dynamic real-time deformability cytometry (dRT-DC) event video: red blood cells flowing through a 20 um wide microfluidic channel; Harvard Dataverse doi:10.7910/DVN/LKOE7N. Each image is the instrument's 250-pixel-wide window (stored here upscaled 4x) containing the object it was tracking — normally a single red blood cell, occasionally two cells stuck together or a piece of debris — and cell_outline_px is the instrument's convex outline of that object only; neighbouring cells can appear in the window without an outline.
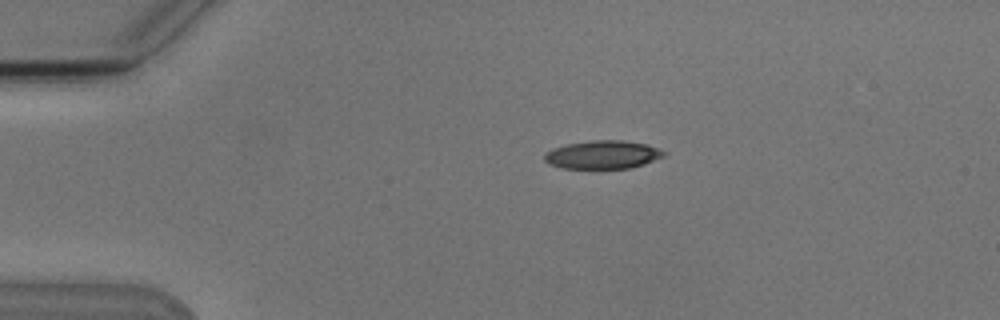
{"species": "Egyptian fruit bat (a non-hibernating species)", "species_latin": "Rousettus aegyptiacus", "temperature_condition": "cold", "stored_images_in_passage": 5, "camera_frame_rate_fps": 3000, "um_per_image_px": 0.085, "animal": {"sex": "male"}, "frame": {"image": 1, "passage_image": 2, "time_ms": 1.333, "image_size_px": [1000, 320], "cell_outline_px": [[668, 152], [664, 156], [644, 164], [628, 168], [560, 168], [548, 164], [544, 160], [544, 156], [552, 148], [568, 144], [592, 140], [620, 140], [648, 144]], "centroid_in_image_um": [51.24, 13.14], "position_along_channel_um": 33.8, "area_um2": 19.65}}
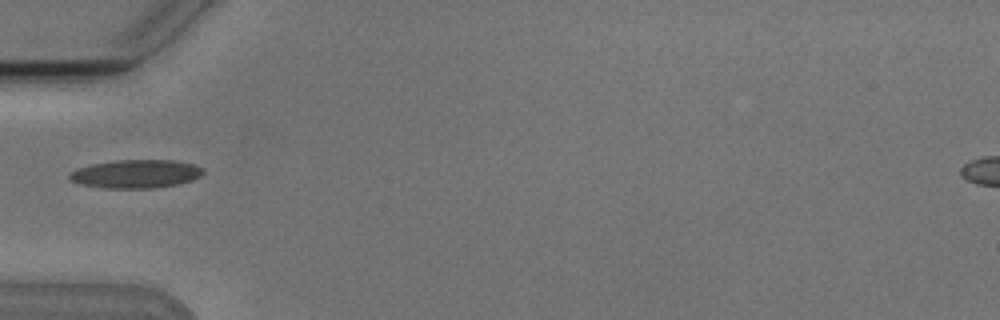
{"frame": {"image": 2, "passage_image": 4, "time_ms": 3.667, "image_size_px": [1000, 320], "cell_outline_px": [[204, 172], [200, 176], [192, 180], [176, 184], [152, 188], [104, 188], [80, 184], [68, 180], [68, 172], [76, 168], [92, 164], [112, 160], [176, 160], [192, 164], [204, 168]], "centroid_in_image_um": [11.5, 14.77], "position_along_channel_um": 73.5, "area_um2": 22.31}}